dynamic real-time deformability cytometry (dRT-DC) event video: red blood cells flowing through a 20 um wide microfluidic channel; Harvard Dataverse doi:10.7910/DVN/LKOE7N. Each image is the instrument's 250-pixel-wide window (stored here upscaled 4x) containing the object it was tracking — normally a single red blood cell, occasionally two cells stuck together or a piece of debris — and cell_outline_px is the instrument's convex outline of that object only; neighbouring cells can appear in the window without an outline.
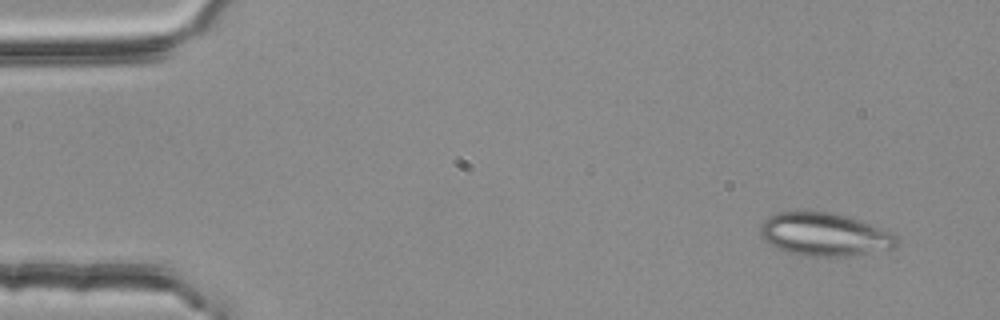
{"species": "common noctule bat (a hibernating species)", "species_latin": "Nyctalus noctula", "temperature_condition": "room temperature", "stored_images_in_passage": 3, "camera_frame_rate_fps": 3000, "um_per_image_px": 0.085, "animal": {"sex": "female", "body_mass_g": 25.1}, "frame": {"image": 1, "passage_image": 1, "time_ms": 0.0, "image_size_px": [1000, 320], "cell_outline_px": [[900, 240], [892, 248], [856, 256], [804, 256], [784, 252], [768, 244], [760, 236], [760, 224], [768, 216], [776, 212], [832, 212], [848, 216], [888, 228], [896, 232]], "centroid_in_image_um": [70.13, 19.93], "position_along_channel_um": 14.9, "area_um2": 35.2}}